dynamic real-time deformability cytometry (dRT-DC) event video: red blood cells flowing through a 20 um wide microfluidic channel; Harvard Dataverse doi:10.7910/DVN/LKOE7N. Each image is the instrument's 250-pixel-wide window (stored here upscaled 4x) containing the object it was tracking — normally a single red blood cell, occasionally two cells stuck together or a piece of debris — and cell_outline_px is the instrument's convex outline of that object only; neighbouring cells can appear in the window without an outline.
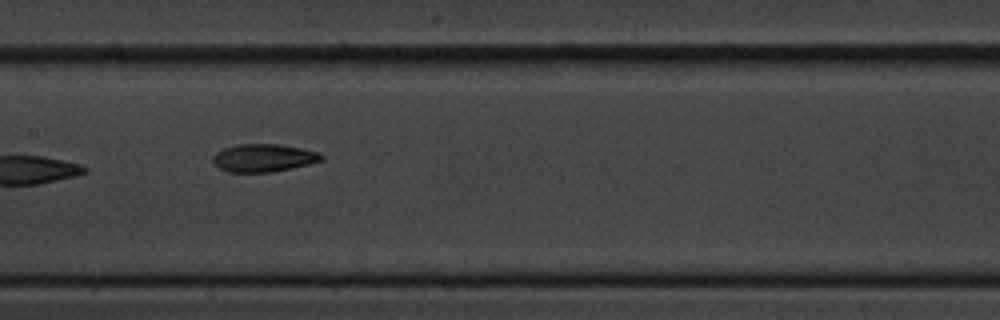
{"species": "common noctule bat (a hibernating species)", "species_latin": "Nyctalus noctula", "temperature_condition": "cold", "stored_images_in_passage": 12, "camera_frame_rate_fps": 3000, "um_per_image_px": 0.085, "animal": {"sex": "male", "body_mass_g": 20.1, "forearm_length_mm": 53.5}, "frame": {"image": 1, "passage_image": 4, "time_ms": 3.667, "image_size_px": [1000, 320], "cell_outline_px": [[324, 160], [292, 168], [272, 172], [228, 172], [220, 168], [212, 160], [212, 156], [216, 152], [224, 148], [236, 144], [276, 144], [300, 148], [320, 152], [324, 156]], "centroid_in_image_um": [22.41, 13.42], "position_along_channel_um": 185.0, "area_um2": 17.63}}
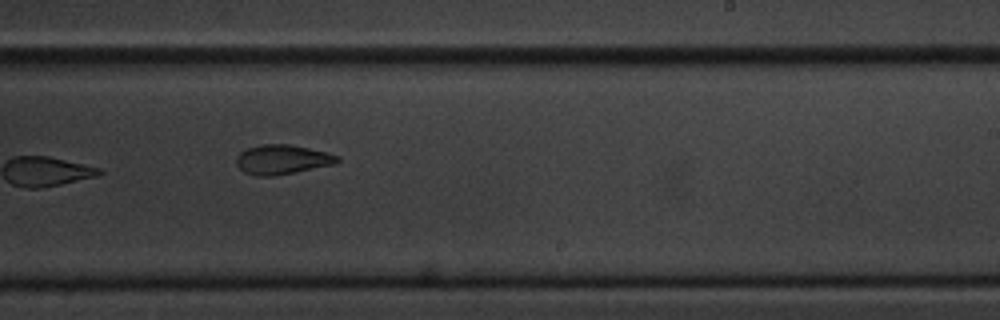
{"frame": {"image": 2, "passage_image": 6, "time_ms": 6.0, "image_size_px": [1000, 320], "cell_outline_px": [[340, 160], [336, 164], [296, 172], [272, 176], [256, 176], [244, 172], [236, 164], [236, 156], [240, 152], [248, 148], [260, 144], [288, 144], [308, 148], [340, 156]], "centroid_in_image_um": [23.98, 13.56], "position_along_channel_um": 265.0, "area_um2": 17.4}}
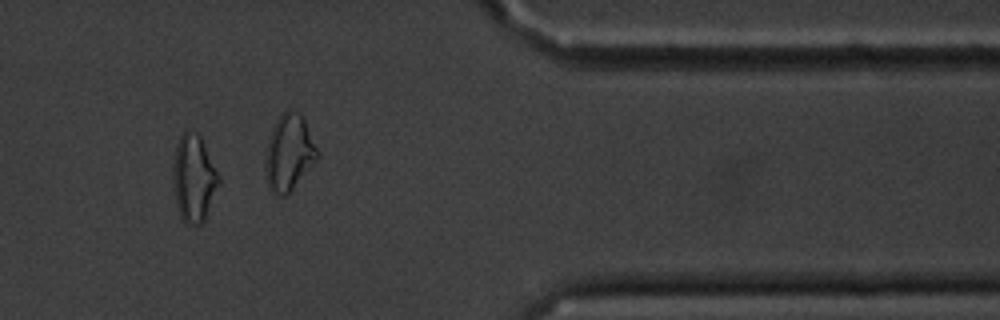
{"frame": {"image": 3, "passage_image": 9, "time_ms": 10.0, "image_size_px": [1000, 320], "cell_outline_px": [[220, 184], [204, 220], [200, 224], [184, 224], [180, 216], [176, 204], [172, 180], [172, 164], [176, 144], [180, 136], [184, 132], [192, 128], [200, 136], [220, 176]], "centroid_in_image_um": [16.45, 15.14], "position_along_channel_um": 394.9, "area_um2": 23.58}}